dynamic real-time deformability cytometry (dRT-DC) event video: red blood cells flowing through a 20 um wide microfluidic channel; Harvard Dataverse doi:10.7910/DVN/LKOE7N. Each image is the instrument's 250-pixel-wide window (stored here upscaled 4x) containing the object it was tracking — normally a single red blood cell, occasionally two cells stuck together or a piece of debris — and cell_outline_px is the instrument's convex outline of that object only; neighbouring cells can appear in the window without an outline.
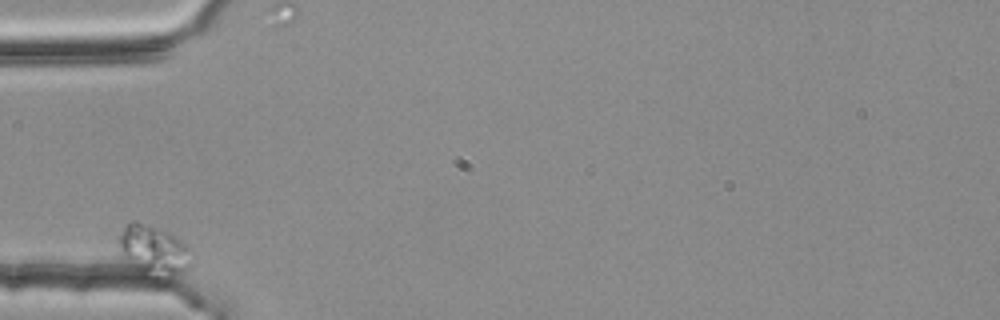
{"species": "common noctule bat (a hibernating species)", "species_latin": "Nyctalus noctula", "temperature_condition": "room temperature", "stored_images_in_passage": 34, "camera_frame_rate_fps": 3000, "um_per_image_px": 0.085, "animal": {"sex": "female", "body_mass_g": 25.1}, "frame": {"image": 1, "passage_image": 1, "time_ms": 0.0, "image_size_px": [1000, 320], "cell_outline_px": [[192, 252], [188, 268], [172, 276], [168, 276], [140, 272], [120, 252], [120, 232], [132, 220], [136, 220], [172, 232], [188, 244], [192, 248]], "centroid_in_image_um": [13.12, 21.2], "position_along_channel_um": 71.9, "area_um2": 20.87}}
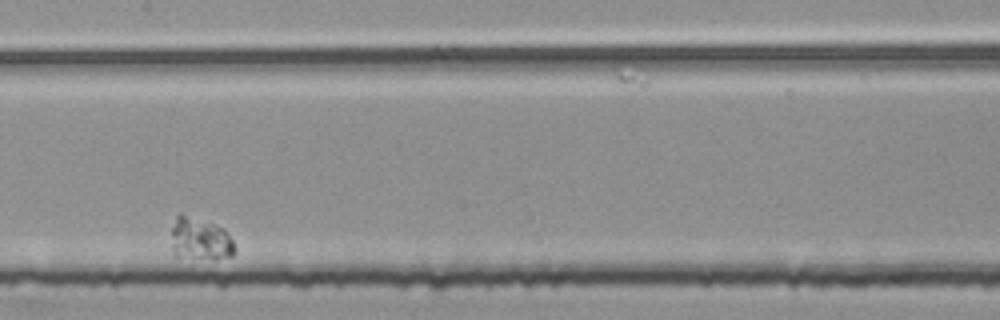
{"frame": {"image": 2, "passage_image": 15, "time_ms": 4.667, "image_size_px": [1000, 320], "cell_outline_px": [[236, 252], [232, 256], [216, 260], [172, 256], [172, 228], [176, 216], [180, 212], [224, 228], [232, 240], [236, 248]], "centroid_in_image_um": [17.01, 20.35], "position_along_channel_um": 190.4, "area_um2": 16.07}}
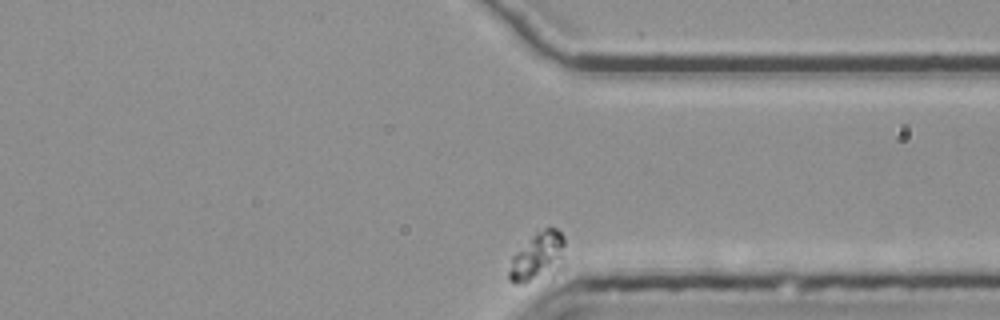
{"frame": {"image": 3, "passage_image": 34, "time_ms": 11.0, "image_size_px": [1000, 320], "cell_outline_px": [[564, 268], [560, 272], [552, 276], [524, 284], [516, 284], [508, 280], [508, 272], [512, 256], [536, 232], [544, 228], [556, 228], [564, 236]], "centroid_in_image_um": [45.75, 21.89], "position_along_channel_um": 365.6, "area_um2": 16.59}}